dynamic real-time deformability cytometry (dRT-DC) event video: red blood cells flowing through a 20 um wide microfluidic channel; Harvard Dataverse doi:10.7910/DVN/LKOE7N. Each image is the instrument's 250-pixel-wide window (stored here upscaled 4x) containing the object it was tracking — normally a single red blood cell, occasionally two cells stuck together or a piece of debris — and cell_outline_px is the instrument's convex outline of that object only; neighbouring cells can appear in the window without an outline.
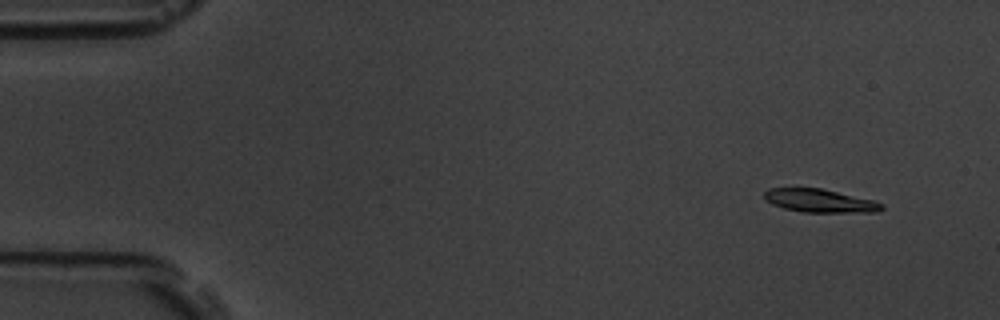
{"species": "common noctule bat (a hibernating species)", "species_latin": "Nyctalus noctula", "temperature_condition": "room temperature", "stored_images_in_passage": 6, "camera_frame_rate_fps": 3000, "um_per_image_px": 0.085, "animal": {"sex": "male", "body_mass_g": 19.5, "forearm_length_mm": 54.6}, "frame": {"image": 1, "passage_image": 2, "time_ms": 1.0, "image_size_px": [1000, 320], "cell_outline_px": [[884, 208], [876, 212], [804, 212], [784, 208], [772, 204], [764, 200], [764, 192], [768, 188], [820, 188], [872, 200], [884, 204]], "centroid_in_image_um": [69.65, 17.06], "position_along_channel_um": 15.3, "area_um2": 15.78}}
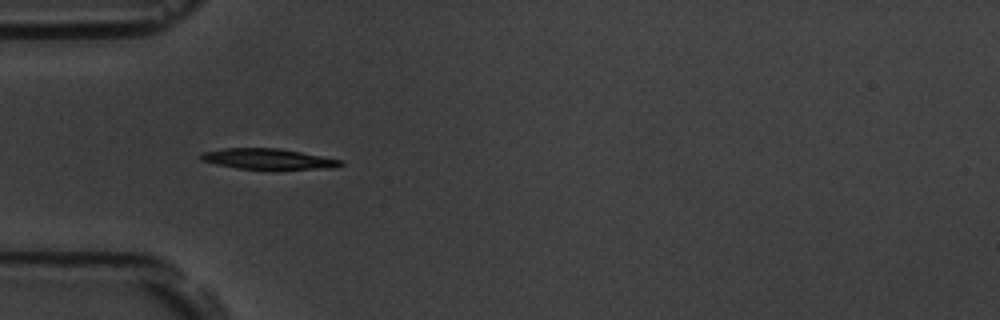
{"frame": {"image": 2, "passage_image": 5, "time_ms": 5.333, "image_size_px": [1000, 320], "cell_outline_px": [[344, 164], [332, 168], [276, 172], [236, 168], [216, 164], [200, 160], [200, 156], [204, 152], [224, 148], [280, 148], [340, 160]], "centroid_in_image_um": [22.82, 13.56], "position_along_channel_um": 62.2, "area_um2": 17.57}}
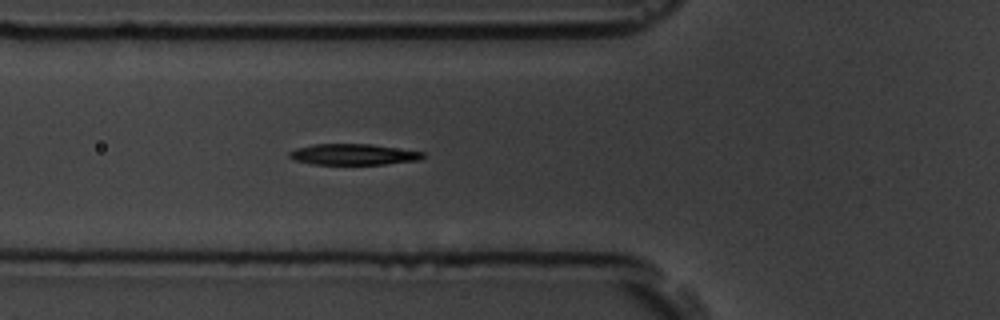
{"frame": {"image": 3, "passage_image": 6, "time_ms": 6.333, "image_size_px": [1000, 320], "cell_outline_px": [[424, 156], [420, 160], [384, 164], [312, 164], [296, 160], [288, 156], [288, 152], [296, 148], [312, 144], [368, 144], [424, 152]], "centroid_in_image_um": [30.01, 13.12], "position_along_channel_um": 95.8, "area_um2": 16.18}}